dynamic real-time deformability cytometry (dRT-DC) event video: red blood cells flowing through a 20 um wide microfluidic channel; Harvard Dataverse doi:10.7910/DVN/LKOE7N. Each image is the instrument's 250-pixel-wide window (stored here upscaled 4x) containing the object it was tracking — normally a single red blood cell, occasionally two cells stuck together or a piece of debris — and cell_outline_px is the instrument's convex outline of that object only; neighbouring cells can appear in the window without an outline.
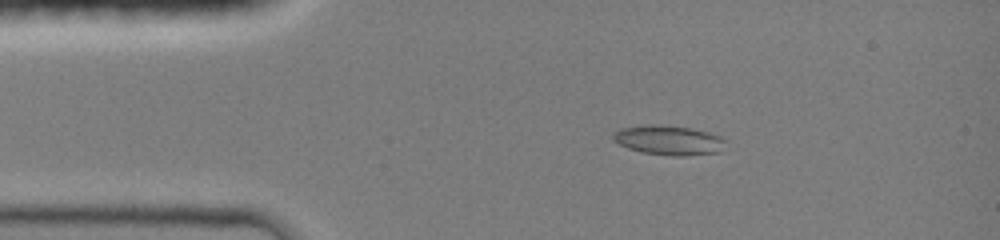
{"species": "common noctule bat (a hibernating species)", "species_latin": "Nyctalus noctula", "temperature_condition": "room temperature", "stored_images_in_passage": 45, "camera_frame_rate_fps": 3000, "um_per_image_px": 0.085, "animal": {"sex": "female", "body_mass_g": 19.0, "forearm_length_mm": 51.5}, "frame": {"image": 1, "passage_image": 8, "time_ms": 2.333, "image_size_px": [1000, 240], "cell_outline_px": [[724, 140], [720, 152], [680, 156], [676, 156], [644, 152], [628, 148], [612, 140], [612, 136], [620, 128], [688, 128], [720, 136]], "centroid_in_image_um": [56.86, 11.98], "position_along_channel_um": 28.1, "area_um2": 17.8}}
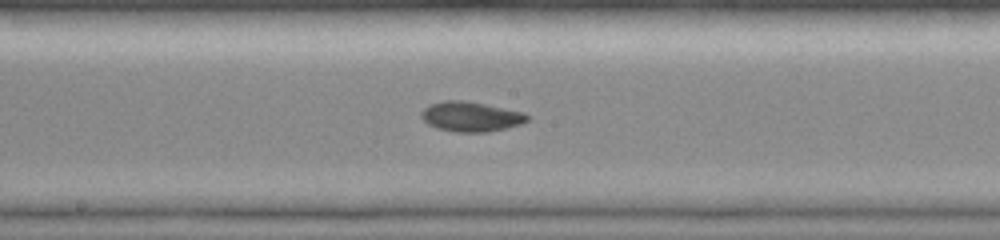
{"frame": {"image": 2, "passage_image": 24, "time_ms": 7.667, "image_size_px": [1000, 240], "cell_outline_px": [[528, 120], [520, 124], [488, 132], [456, 132], [436, 128], [428, 124], [420, 116], [420, 112], [428, 104], [444, 100], [464, 100], [524, 112], [528, 116]], "centroid_in_image_um": [39.97, 9.9], "position_along_channel_um": 208.2, "area_um2": 18.44}}
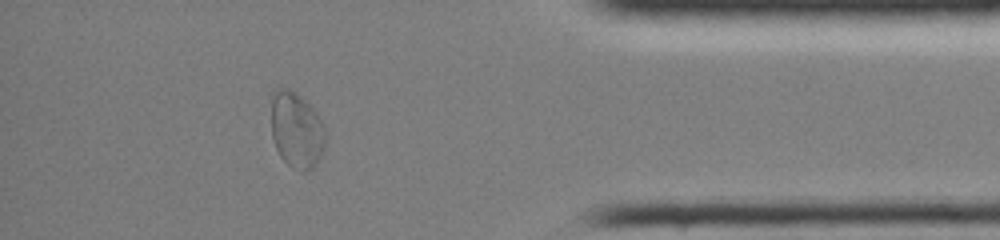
{"frame": {"image": 3, "passage_image": 40, "time_ms": 13.0, "image_size_px": [1000, 240], "cell_outline_px": [[324, 148], [316, 164], [312, 168], [304, 172], [300, 172], [292, 168], [280, 156], [276, 148], [272, 136], [272, 96], [276, 88], [288, 88], [300, 96], [316, 112], [324, 128]], "centroid_in_image_um": [25.19, 11.08], "position_along_channel_um": 410.0, "area_um2": 23.76}, "authors_computed_cell_mechanics": {"area_um2": 18.0914, "velocity_mm_per_s": 4.183, "shape_relaxation_time_tau1_ms": 7.9994, "shape_relaxation_time_tau2_ms": null, "deformation_change_tau1": 0.187, "deformation_change_tau2": null}}